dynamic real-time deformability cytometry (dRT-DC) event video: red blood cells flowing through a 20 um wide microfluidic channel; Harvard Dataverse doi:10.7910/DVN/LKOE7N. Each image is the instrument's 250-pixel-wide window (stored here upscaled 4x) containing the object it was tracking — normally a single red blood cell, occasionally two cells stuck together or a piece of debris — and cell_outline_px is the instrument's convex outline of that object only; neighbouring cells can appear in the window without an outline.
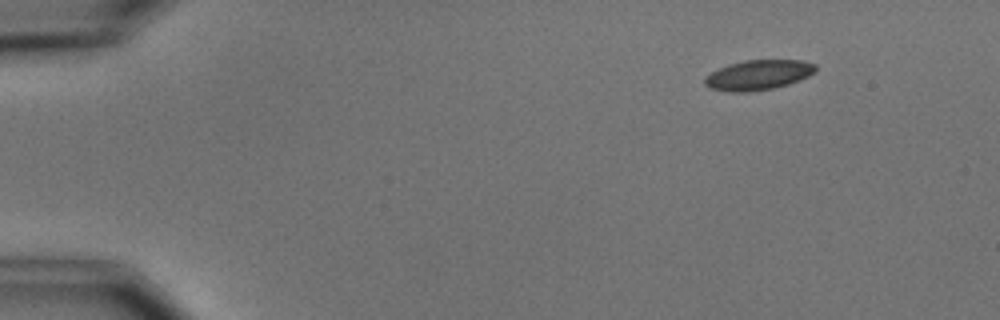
{"species": "common noctule bat (a hibernating species)", "species_latin": "Nyctalus noctula", "temperature_condition": "cold", "stored_images_in_passage": 4, "camera_frame_rate_fps": 3000, "um_per_image_px": 0.085, "animal": {"sex": "male", "body_mass_g": 15.6}, "frame": {"image": 1, "passage_image": 1, "time_ms": 0.0, "image_size_px": [1000, 320], "cell_outline_px": [[816, 72], [800, 80], [788, 84], [772, 88], [748, 92], [728, 92], [708, 88], [704, 84], [704, 80], [712, 72], [728, 64], [744, 60], [804, 60], [816, 64]], "centroid_in_image_um": [64.47, 6.37], "position_along_channel_um": 20.5, "area_um2": 19.42}}
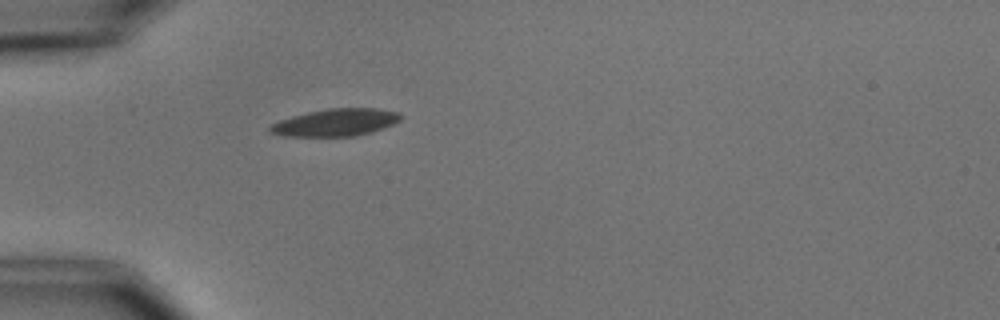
{"frame": {"image": 2, "passage_image": 4, "time_ms": 3.333, "image_size_px": [1000, 320], "cell_outline_px": [[400, 120], [392, 124], [372, 132], [356, 136], [284, 136], [268, 132], [268, 128], [272, 124], [280, 120], [292, 116], [308, 112], [328, 108], [376, 108], [400, 112]], "centroid_in_image_um": [28.52, 10.41], "position_along_channel_um": 56.5, "area_um2": 20.75}}